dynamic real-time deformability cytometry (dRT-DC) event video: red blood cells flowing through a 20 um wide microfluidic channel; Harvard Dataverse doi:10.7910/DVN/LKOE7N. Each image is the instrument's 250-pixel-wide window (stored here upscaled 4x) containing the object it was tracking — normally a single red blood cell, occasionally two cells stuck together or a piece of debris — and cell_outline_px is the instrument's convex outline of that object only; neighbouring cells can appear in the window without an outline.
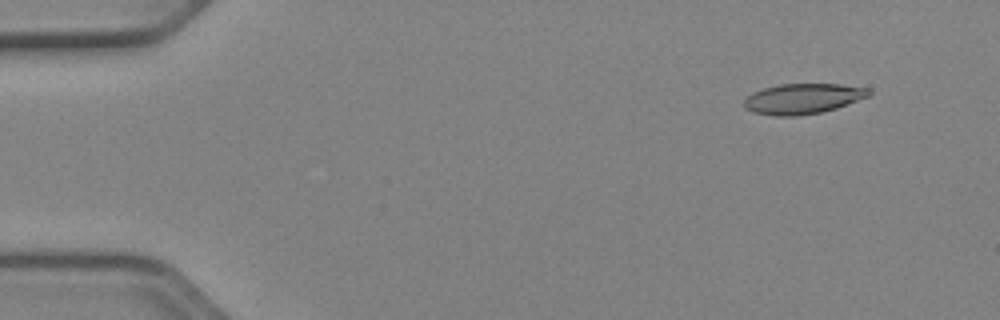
{"species": "Egyptian fruit bat (a non-hibernating species)", "species_latin": "Rousettus aegyptiacus", "temperature_condition": "cold", "stored_images_in_passage": 52, "camera_frame_rate_fps": 3000, "um_per_image_px": 0.085, "animal": {"sex": "female"}, "frame": {"image": 1, "passage_image": 5, "time_ms": 1.333, "image_size_px": [1000, 320], "cell_outline_px": [[872, 92], [868, 96], [836, 108], [820, 112], [796, 116], [776, 116], [752, 112], [744, 108], [744, 100], [752, 92], [764, 88], [780, 84], [840, 84], [868, 88]], "centroid_in_image_um": [68.21, 8.39], "position_along_channel_um": 16.8, "area_um2": 21.96}}
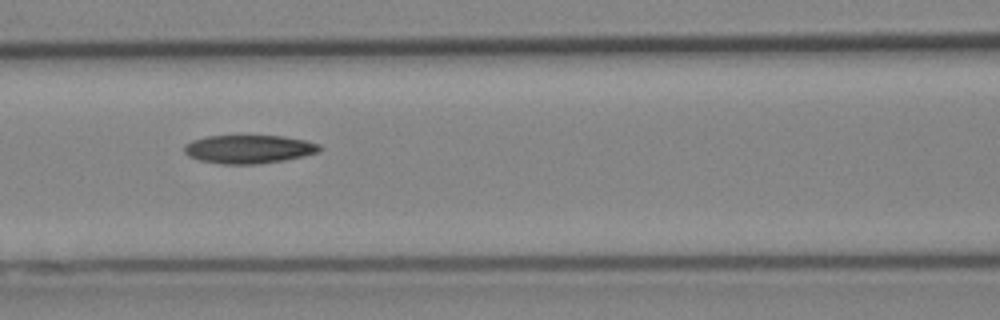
{"frame": {"image": 2, "passage_image": 23, "time_ms": 7.333, "image_size_px": [1000, 320], "cell_outline_px": [[320, 152], [304, 156], [284, 160], [256, 164], [224, 164], [200, 160], [188, 156], [184, 152], [184, 144], [192, 140], [208, 136], [284, 136], [304, 140], [320, 144]], "centroid_in_image_um": [21.15, 12.68], "position_along_channel_um": 145.5, "area_um2": 22.37}}
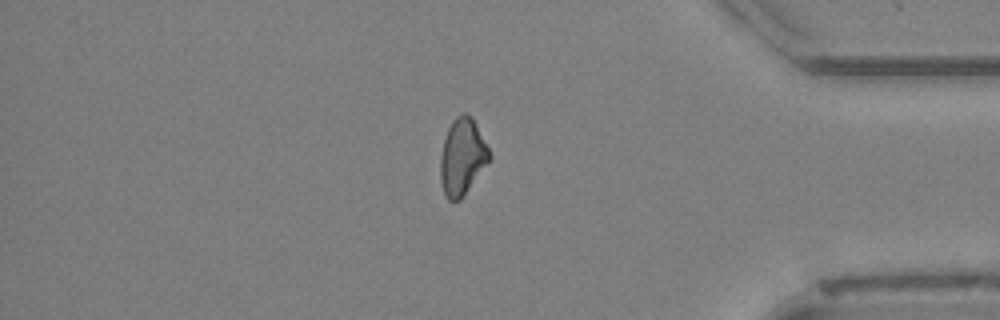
{"frame": {"image": 3, "passage_image": 44, "time_ms": 14.333, "image_size_px": [1000, 320], "cell_outline_px": [[492, 156], [460, 200], [448, 200], [444, 196], [440, 180], [440, 156], [444, 140], [448, 128], [452, 120], [456, 116], [464, 112], [468, 112], [472, 116]], "centroid_in_image_um": [39.27, 13.31], "position_along_channel_um": 395.9, "area_um2": 21.73}}